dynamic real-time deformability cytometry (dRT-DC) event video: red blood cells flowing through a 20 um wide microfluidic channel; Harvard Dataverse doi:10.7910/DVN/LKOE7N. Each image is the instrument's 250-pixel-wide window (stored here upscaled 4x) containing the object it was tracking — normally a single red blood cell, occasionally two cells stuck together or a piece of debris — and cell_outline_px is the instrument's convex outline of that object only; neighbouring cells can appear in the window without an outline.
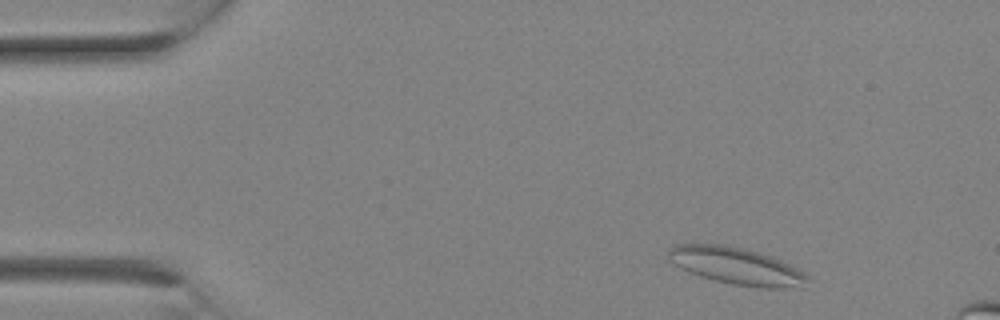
{"species": "Egyptian fruit bat (a non-hibernating species)", "species_latin": "Rousettus aegyptiacus", "temperature_condition": "room temperature", "stored_images_in_passage": 6, "camera_frame_rate_fps": 3000, "um_per_image_px": 0.085, "animal": {"sex": "female"}, "frame": {"image": 1, "passage_image": 1, "time_ms": 0.0, "image_size_px": [1000, 320], "cell_outline_px": [[816, 280], [804, 288], [760, 288], [732, 284], [700, 276], [688, 272], [680, 268], [668, 260], [668, 248], [676, 244], [724, 244], [744, 248], [780, 260], [812, 276]], "centroid_in_image_um": [62.68, 22.63], "position_along_channel_um": 22.3, "area_um2": 30.58}}